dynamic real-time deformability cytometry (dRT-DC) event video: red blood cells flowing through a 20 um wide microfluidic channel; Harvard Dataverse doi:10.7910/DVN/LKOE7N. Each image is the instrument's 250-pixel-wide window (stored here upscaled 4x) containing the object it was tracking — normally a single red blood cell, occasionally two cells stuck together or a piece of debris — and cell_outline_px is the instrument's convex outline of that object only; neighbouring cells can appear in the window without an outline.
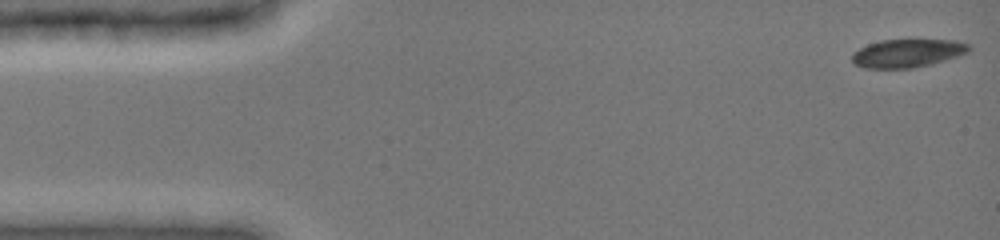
{"species": "common noctule bat (a hibernating species)", "species_latin": "Nyctalus noctula", "temperature_condition": "cold", "stored_images_in_passage": 48, "camera_frame_rate_fps": 3000, "um_per_image_px": 0.085, "animal": {"sex": "female", "body_mass_g": 19.0, "forearm_length_mm": 51.5}, "frame": {"image": 1, "passage_image": 1, "time_ms": 0.0, "image_size_px": [1000, 240], "cell_outline_px": [[972, 48], [968, 52], [932, 64], [912, 68], [864, 68], [852, 64], [852, 52], [868, 44], [880, 40], [956, 40], [968, 44]], "centroid_in_image_um": [77.1, 4.52], "position_along_channel_um": 7.9, "area_um2": 19.25}}
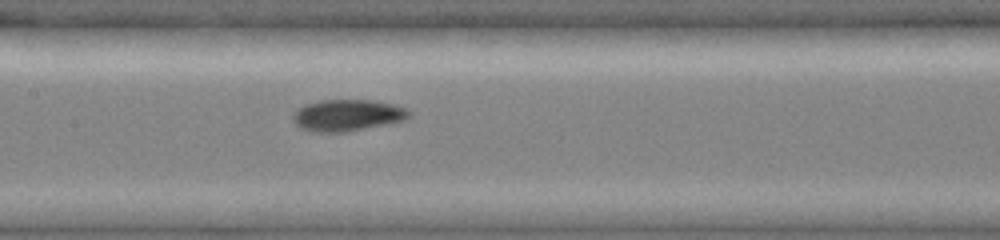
{"frame": {"image": 2, "passage_image": 23, "time_ms": 7.333, "image_size_px": [1000, 240], "cell_outline_px": [[412, 112], [404, 120], [388, 124], [348, 132], [312, 132], [300, 128], [292, 120], [292, 112], [308, 104], [320, 100], [372, 100], [392, 104], [408, 108]], "centroid_in_image_um": [29.53, 9.81], "position_along_channel_um": 177.9, "area_um2": 21.5}}
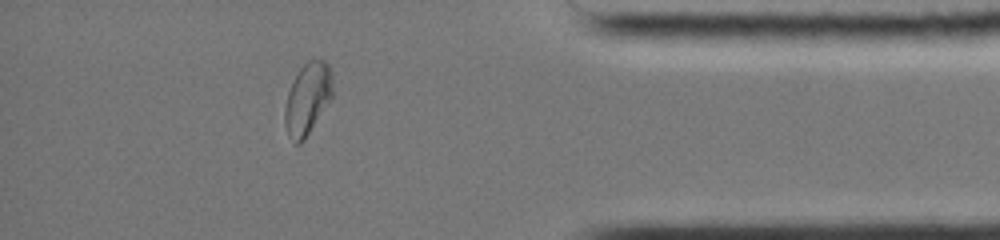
{"frame": {"image": 3, "passage_image": 42, "time_ms": 13.667, "image_size_px": [1000, 240], "cell_outline_px": [[332, 96], [304, 140], [300, 144], [296, 144], [288, 132], [284, 124], [284, 112], [288, 92], [300, 68], [308, 60], [324, 60], [328, 64], [332, 72]], "centroid_in_image_um": [26.14, 8.37], "position_along_channel_um": 409.1, "area_um2": 19.54}, "authors_computed_cell_mechanics": {"area_um2": 20.5479, "velocity_mm_per_s": 3.9371, "shape_relaxation_time_tau1_ms": null, "shape_relaxation_time_tau2_ms": 1.8365, "deformation_change_tau1": null, "deformation_change_tau2": 0.0425}}